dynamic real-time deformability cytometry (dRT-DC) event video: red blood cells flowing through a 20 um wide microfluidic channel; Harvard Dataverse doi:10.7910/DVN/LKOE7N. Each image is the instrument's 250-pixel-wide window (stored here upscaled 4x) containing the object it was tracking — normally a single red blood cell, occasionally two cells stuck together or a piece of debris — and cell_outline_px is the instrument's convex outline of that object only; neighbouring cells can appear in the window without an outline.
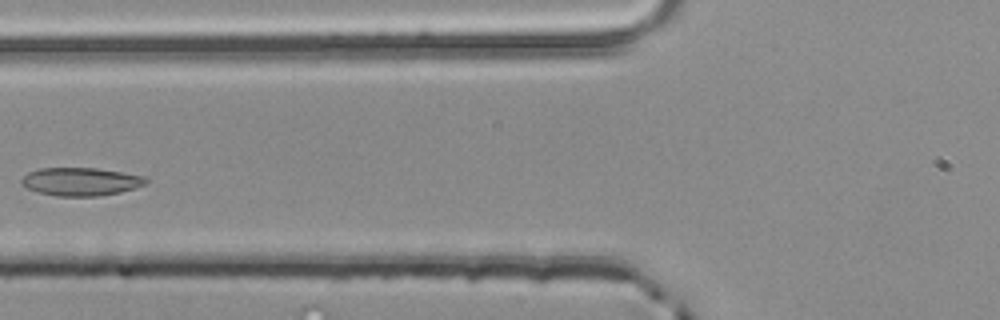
{"species": "common noctule bat (a hibernating species)", "species_latin": "Nyctalus noctula", "temperature_condition": "room temperature", "stored_images_in_passage": 2, "camera_frame_rate_fps": 3000, "um_per_image_px": 0.085, "animal": {"sex": "male", "body_mass_g": 20.4}, "frame": {"image": 1, "passage_image": 2, "time_ms": 0.333, "image_size_px": [1000, 320], "cell_outline_px": [[148, 180], [144, 184], [136, 188], [120, 192], [100, 196], [56, 196], [40, 192], [28, 188], [20, 184], [20, 180], [28, 172], [40, 168], [96, 168], [144, 176]], "centroid_in_image_um": [6.85, 15.44], "position_along_channel_um": 118.9, "area_um2": 20.29}}